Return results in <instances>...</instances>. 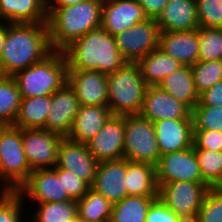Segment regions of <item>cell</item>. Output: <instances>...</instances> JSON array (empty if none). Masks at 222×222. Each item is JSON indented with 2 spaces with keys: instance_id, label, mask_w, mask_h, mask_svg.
Listing matches in <instances>:
<instances>
[{
  "instance_id": "47",
  "label": "cell",
  "mask_w": 222,
  "mask_h": 222,
  "mask_svg": "<svg viewBox=\"0 0 222 222\" xmlns=\"http://www.w3.org/2000/svg\"><path fill=\"white\" fill-rule=\"evenodd\" d=\"M70 222H82L78 217Z\"/></svg>"
},
{
  "instance_id": "5",
  "label": "cell",
  "mask_w": 222,
  "mask_h": 222,
  "mask_svg": "<svg viewBox=\"0 0 222 222\" xmlns=\"http://www.w3.org/2000/svg\"><path fill=\"white\" fill-rule=\"evenodd\" d=\"M107 106L112 115L139 114L148 85L141 76L137 63L127 62L122 68L107 75Z\"/></svg>"
},
{
  "instance_id": "21",
  "label": "cell",
  "mask_w": 222,
  "mask_h": 222,
  "mask_svg": "<svg viewBox=\"0 0 222 222\" xmlns=\"http://www.w3.org/2000/svg\"><path fill=\"white\" fill-rule=\"evenodd\" d=\"M153 20L161 32L190 31L200 27L195 0H168Z\"/></svg>"
},
{
  "instance_id": "38",
  "label": "cell",
  "mask_w": 222,
  "mask_h": 222,
  "mask_svg": "<svg viewBox=\"0 0 222 222\" xmlns=\"http://www.w3.org/2000/svg\"><path fill=\"white\" fill-rule=\"evenodd\" d=\"M200 27L222 28V0H195Z\"/></svg>"
},
{
  "instance_id": "19",
  "label": "cell",
  "mask_w": 222,
  "mask_h": 222,
  "mask_svg": "<svg viewBox=\"0 0 222 222\" xmlns=\"http://www.w3.org/2000/svg\"><path fill=\"white\" fill-rule=\"evenodd\" d=\"M126 185V159L122 158L99 162L90 188L115 204L128 196Z\"/></svg>"
},
{
  "instance_id": "10",
  "label": "cell",
  "mask_w": 222,
  "mask_h": 222,
  "mask_svg": "<svg viewBox=\"0 0 222 222\" xmlns=\"http://www.w3.org/2000/svg\"><path fill=\"white\" fill-rule=\"evenodd\" d=\"M23 198L37 203L71 201L62 185V168L55 165L52 169L32 171L27 180L16 190Z\"/></svg>"
},
{
  "instance_id": "12",
  "label": "cell",
  "mask_w": 222,
  "mask_h": 222,
  "mask_svg": "<svg viewBox=\"0 0 222 222\" xmlns=\"http://www.w3.org/2000/svg\"><path fill=\"white\" fill-rule=\"evenodd\" d=\"M63 137L45 129H22V146L32 171L52 169L57 164Z\"/></svg>"
},
{
  "instance_id": "28",
  "label": "cell",
  "mask_w": 222,
  "mask_h": 222,
  "mask_svg": "<svg viewBox=\"0 0 222 222\" xmlns=\"http://www.w3.org/2000/svg\"><path fill=\"white\" fill-rule=\"evenodd\" d=\"M50 106L51 95L22 98L12 126L20 129H45Z\"/></svg>"
},
{
  "instance_id": "34",
  "label": "cell",
  "mask_w": 222,
  "mask_h": 222,
  "mask_svg": "<svg viewBox=\"0 0 222 222\" xmlns=\"http://www.w3.org/2000/svg\"><path fill=\"white\" fill-rule=\"evenodd\" d=\"M199 60H222V28H198Z\"/></svg>"
},
{
  "instance_id": "8",
  "label": "cell",
  "mask_w": 222,
  "mask_h": 222,
  "mask_svg": "<svg viewBox=\"0 0 222 222\" xmlns=\"http://www.w3.org/2000/svg\"><path fill=\"white\" fill-rule=\"evenodd\" d=\"M209 188L205 182H171L159 187L158 198L186 222H195Z\"/></svg>"
},
{
  "instance_id": "33",
  "label": "cell",
  "mask_w": 222,
  "mask_h": 222,
  "mask_svg": "<svg viewBox=\"0 0 222 222\" xmlns=\"http://www.w3.org/2000/svg\"><path fill=\"white\" fill-rule=\"evenodd\" d=\"M203 181L210 188L222 187V151L195 149Z\"/></svg>"
},
{
  "instance_id": "4",
  "label": "cell",
  "mask_w": 222,
  "mask_h": 222,
  "mask_svg": "<svg viewBox=\"0 0 222 222\" xmlns=\"http://www.w3.org/2000/svg\"><path fill=\"white\" fill-rule=\"evenodd\" d=\"M68 63L63 51L53 50L42 61L16 72L12 77L21 98L52 95L67 83Z\"/></svg>"
},
{
  "instance_id": "13",
  "label": "cell",
  "mask_w": 222,
  "mask_h": 222,
  "mask_svg": "<svg viewBox=\"0 0 222 222\" xmlns=\"http://www.w3.org/2000/svg\"><path fill=\"white\" fill-rule=\"evenodd\" d=\"M125 116L111 115L95 137L86 145L88 151L98 161L124 158Z\"/></svg>"
},
{
  "instance_id": "11",
  "label": "cell",
  "mask_w": 222,
  "mask_h": 222,
  "mask_svg": "<svg viewBox=\"0 0 222 222\" xmlns=\"http://www.w3.org/2000/svg\"><path fill=\"white\" fill-rule=\"evenodd\" d=\"M155 168L158 188L177 181L204 182L193 146L161 155Z\"/></svg>"
},
{
  "instance_id": "43",
  "label": "cell",
  "mask_w": 222,
  "mask_h": 222,
  "mask_svg": "<svg viewBox=\"0 0 222 222\" xmlns=\"http://www.w3.org/2000/svg\"><path fill=\"white\" fill-rule=\"evenodd\" d=\"M196 105L222 107V79L211 88L200 93L199 102Z\"/></svg>"
},
{
  "instance_id": "17",
  "label": "cell",
  "mask_w": 222,
  "mask_h": 222,
  "mask_svg": "<svg viewBox=\"0 0 222 222\" xmlns=\"http://www.w3.org/2000/svg\"><path fill=\"white\" fill-rule=\"evenodd\" d=\"M192 110L159 86H148L139 113L151 122L164 119H192Z\"/></svg>"
},
{
  "instance_id": "22",
  "label": "cell",
  "mask_w": 222,
  "mask_h": 222,
  "mask_svg": "<svg viewBox=\"0 0 222 222\" xmlns=\"http://www.w3.org/2000/svg\"><path fill=\"white\" fill-rule=\"evenodd\" d=\"M158 48L183 65L192 66L199 61L198 29L161 32Z\"/></svg>"
},
{
  "instance_id": "29",
  "label": "cell",
  "mask_w": 222,
  "mask_h": 222,
  "mask_svg": "<svg viewBox=\"0 0 222 222\" xmlns=\"http://www.w3.org/2000/svg\"><path fill=\"white\" fill-rule=\"evenodd\" d=\"M157 197L128 195L112 205L110 222H145L148 209Z\"/></svg>"
},
{
  "instance_id": "25",
  "label": "cell",
  "mask_w": 222,
  "mask_h": 222,
  "mask_svg": "<svg viewBox=\"0 0 222 222\" xmlns=\"http://www.w3.org/2000/svg\"><path fill=\"white\" fill-rule=\"evenodd\" d=\"M158 86L191 110L199 102V93L196 91L190 66L183 65L173 71Z\"/></svg>"
},
{
  "instance_id": "40",
  "label": "cell",
  "mask_w": 222,
  "mask_h": 222,
  "mask_svg": "<svg viewBox=\"0 0 222 222\" xmlns=\"http://www.w3.org/2000/svg\"><path fill=\"white\" fill-rule=\"evenodd\" d=\"M193 147L222 151V133L217 130H193Z\"/></svg>"
},
{
  "instance_id": "24",
  "label": "cell",
  "mask_w": 222,
  "mask_h": 222,
  "mask_svg": "<svg viewBox=\"0 0 222 222\" xmlns=\"http://www.w3.org/2000/svg\"><path fill=\"white\" fill-rule=\"evenodd\" d=\"M0 19L6 23L47 22L46 0H0Z\"/></svg>"
},
{
  "instance_id": "39",
  "label": "cell",
  "mask_w": 222,
  "mask_h": 222,
  "mask_svg": "<svg viewBox=\"0 0 222 222\" xmlns=\"http://www.w3.org/2000/svg\"><path fill=\"white\" fill-rule=\"evenodd\" d=\"M0 191V222H21L23 197L17 191Z\"/></svg>"
},
{
  "instance_id": "35",
  "label": "cell",
  "mask_w": 222,
  "mask_h": 222,
  "mask_svg": "<svg viewBox=\"0 0 222 222\" xmlns=\"http://www.w3.org/2000/svg\"><path fill=\"white\" fill-rule=\"evenodd\" d=\"M196 91L200 94L222 79V60L201 61L190 66Z\"/></svg>"
},
{
  "instance_id": "2",
  "label": "cell",
  "mask_w": 222,
  "mask_h": 222,
  "mask_svg": "<svg viewBox=\"0 0 222 222\" xmlns=\"http://www.w3.org/2000/svg\"><path fill=\"white\" fill-rule=\"evenodd\" d=\"M63 52L68 70H97L108 75L127 63L117 49L114 36L102 26L75 39Z\"/></svg>"
},
{
  "instance_id": "32",
  "label": "cell",
  "mask_w": 222,
  "mask_h": 222,
  "mask_svg": "<svg viewBox=\"0 0 222 222\" xmlns=\"http://www.w3.org/2000/svg\"><path fill=\"white\" fill-rule=\"evenodd\" d=\"M34 222H70L78 217L75 200L38 203Z\"/></svg>"
},
{
  "instance_id": "9",
  "label": "cell",
  "mask_w": 222,
  "mask_h": 222,
  "mask_svg": "<svg viewBox=\"0 0 222 222\" xmlns=\"http://www.w3.org/2000/svg\"><path fill=\"white\" fill-rule=\"evenodd\" d=\"M159 25L153 20L137 23L114 36L117 49L129 63H137L141 58L158 48Z\"/></svg>"
},
{
  "instance_id": "6",
  "label": "cell",
  "mask_w": 222,
  "mask_h": 222,
  "mask_svg": "<svg viewBox=\"0 0 222 222\" xmlns=\"http://www.w3.org/2000/svg\"><path fill=\"white\" fill-rule=\"evenodd\" d=\"M31 172L23 151L22 129L4 126L0 130V179L4 184L1 189L16 191Z\"/></svg>"
},
{
  "instance_id": "3",
  "label": "cell",
  "mask_w": 222,
  "mask_h": 222,
  "mask_svg": "<svg viewBox=\"0 0 222 222\" xmlns=\"http://www.w3.org/2000/svg\"><path fill=\"white\" fill-rule=\"evenodd\" d=\"M103 0L80 2L53 10L47 16L52 50L63 51L75 39L101 26Z\"/></svg>"
},
{
  "instance_id": "26",
  "label": "cell",
  "mask_w": 222,
  "mask_h": 222,
  "mask_svg": "<svg viewBox=\"0 0 222 222\" xmlns=\"http://www.w3.org/2000/svg\"><path fill=\"white\" fill-rule=\"evenodd\" d=\"M126 178L128 195L158 197L154 165L126 160Z\"/></svg>"
},
{
  "instance_id": "42",
  "label": "cell",
  "mask_w": 222,
  "mask_h": 222,
  "mask_svg": "<svg viewBox=\"0 0 222 222\" xmlns=\"http://www.w3.org/2000/svg\"><path fill=\"white\" fill-rule=\"evenodd\" d=\"M145 222H186L160 199L156 198L148 209Z\"/></svg>"
},
{
  "instance_id": "1",
  "label": "cell",
  "mask_w": 222,
  "mask_h": 222,
  "mask_svg": "<svg viewBox=\"0 0 222 222\" xmlns=\"http://www.w3.org/2000/svg\"><path fill=\"white\" fill-rule=\"evenodd\" d=\"M52 51L47 22L7 23L0 75L13 76L42 61Z\"/></svg>"
},
{
  "instance_id": "46",
  "label": "cell",
  "mask_w": 222,
  "mask_h": 222,
  "mask_svg": "<svg viewBox=\"0 0 222 222\" xmlns=\"http://www.w3.org/2000/svg\"><path fill=\"white\" fill-rule=\"evenodd\" d=\"M6 39V22L0 21V55L3 51L4 43Z\"/></svg>"
},
{
  "instance_id": "7",
  "label": "cell",
  "mask_w": 222,
  "mask_h": 222,
  "mask_svg": "<svg viewBox=\"0 0 222 222\" xmlns=\"http://www.w3.org/2000/svg\"><path fill=\"white\" fill-rule=\"evenodd\" d=\"M160 157L154 123L139 114L126 115L124 158L156 166Z\"/></svg>"
},
{
  "instance_id": "16",
  "label": "cell",
  "mask_w": 222,
  "mask_h": 222,
  "mask_svg": "<svg viewBox=\"0 0 222 222\" xmlns=\"http://www.w3.org/2000/svg\"><path fill=\"white\" fill-rule=\"evenodd\" d=\"M101 26L111 35L148 19L136 0H103Z\"/></svg>"
},
{
  "instance_id": "31",
  "label": "cell",
  "mask_w": 222,
  "mask_h": 222,
  "mask_svg": "<svg viewBox=\"0 0 222 222\" xmlns=\"http://www.w3.org/2000/svg\"><path fill=\"white\" fill-rule=\"evenodd\" d=\"M21 95L12 76L0 75V124L12 126L21 105Z\"/></svg>"
},
{
  "instance_id": "18",
  "label": "cell",
  "mask_w": 222,
  "mask_h": 222,
  "mask_svg": "<svg viewBox=\"0 0 222 222\" xmlns=\"http://www.w3.org/2000/svg\"><path fill=\"white\" fill-rule=\"evenodd\" d=\"M99 162L88 151L86 143L62 138L58 147L57 166L75 173L90 186L93 184Z\"/></svg>"
},
{
  "instance_id": "20",
  "label": "cell",
  "mask_w": 222,
  "mask_h": 222,
  "mask_svg": "<svg viewBox=\"0 0 222 222\" xmlns=\"http://www.w3.org/2000/svg\"><path fill=\"white\" fill-rule=\"evenodd\" d=\"M153 123L161 155L193 146L192 119H164Z\"/></svg>"
},
{
  "instance_id": "27",
  "label": "cell",
  "mask_w": 222,
  "mask_h": 222,
  "mask_svg": "<svg viewBox=\"0 0 222 222\" xmlns=\"http://www.w3.org/2000/svg\"><path fill=\"white\" fill-rule=\"evenodd\" d=\"M137 64L148 86H158L162 79L183 66L181 62L159 48L141 58Z\"/></svg>"
},
{
  "instance_id": "37",
  "label": "cell",
  "mask_w": 222,
  "mask_h": 222,
  "mask_svg": "<svg viewBox=\"0 0 222 222\" xmlns=\"http://www.w3.org/2000/svg\"><path fill=\"white\" fill-rule=\"evenodd\" d=\"M195 222H222V187L207 190Z\"/></svg>"
},
{
  "instance_id": "14",
  "label": "cell",
  "mask_w": 222,
  "mask_h": 222,
  "mask_svg": "<svg viewBox=\"0 0 222 222\" xmlns=\"http://www.w3.org/2000/svg\"><path fill=\"white\" fill-rule=\"evenodd\" d=\"M80 104L73 88L65 83L51 95V106L45 122V130L65 138L70 134Z\"/></svg>"
},
{
  "instance_id": "15",
  "label": "cell",
  "mask_w": 222,
  "mask_h": 222,
  "mask_svg": "<svg viewBox=\"0 0 222 222\" xmlns=\"http://www.w3.org/2000/svg\"><path fill=\"white\" fill-rule=\"evenodd\" d=\"M67 82L73 88L80 106H107V74L97 70H68Z\"/></svg>"
},
{
  "instance_id": "30",
  "label": "cell",
  "mask_w": 222,
  "mask_h": 222,
  "mask_svg": "<svg viewBox=\"0 0 222 222\" xmlns=\"http://www.w3.org/2000/svg\"><path fill=\"white\" fill-rule=\"evenodd\" d=\"M77 203V215L82 222L110 221L112 203L102 194L89 189Z\"/></svg>"
},
{
  "instance_id": "45",
  "label": "cell",
  "mask_w": 222,
  "mask_h": 222,
  "mask_svg": "<svg viewBox=\"0 0 222 222\" xmlns=\"http://www.w3.org/2000/svg\"><path fill=\"white\" fill-rule=\"evenodd\" d=\"M87 1L90 0H46V13L48 16L56 8L68 7L80 2H87Z\"/></svg>"
},
{
  "instance_id": "23",
  "label": "cell",
  "mask_w": 222,
  "mask_h": 222,
  "mask_svg": "<svg viewBox=\"0 0 222 222\" xmlns=\"http://www.w3.org/2000/svg\"><path fill=\"white\" fill-rule=\"evenodd\" d=\"M111 115L108 106H80L67 138L75 142H88L96 136Z\"/></svg>"
},
{
  "instance_id": "44",
  "label": "cell",
  "mask_w": 222,
  "mask_h": 222,
  "mask_svg": "<svg viewBox=\"0 0 222 222\" xmlns=\"http://www.w3.org/2000/svg\"><path fill=\"white\" fill-rule=\"evenodd\" d=\"M148 18H154L168 3V0H136Z\"/></svg>"
},
{
  "instance_id": "36",
  "label": "cell",
  "mask_w": 222,
  "mask_h": 222,
  "mask_svg": "<svg viewBox=\"0 0 222 222\" xmlns=\"http://www.w3.org/2000/svg\"><path fill=\"white\" fill-rule=\"evenodd\" d=\"M191 116L193 130H217L222 133V107L196 105Z\"/></svg>"
},
{
  "instance_id": "41",
  "label": "cell",
  "mask_w": 222,
  "mask_h": 222,
  "mask_svg": "<svg viewBox=\"0 0 222 222\" xmlns=\"http://www.w3.org/2000/svg\"><path fill=\"white\" fill-rule=\"evenodd\" d=\"M62 185L72 200L78 201L90 189V185L75 173L62 169Z\"/></svg>"
}]
</instances>
